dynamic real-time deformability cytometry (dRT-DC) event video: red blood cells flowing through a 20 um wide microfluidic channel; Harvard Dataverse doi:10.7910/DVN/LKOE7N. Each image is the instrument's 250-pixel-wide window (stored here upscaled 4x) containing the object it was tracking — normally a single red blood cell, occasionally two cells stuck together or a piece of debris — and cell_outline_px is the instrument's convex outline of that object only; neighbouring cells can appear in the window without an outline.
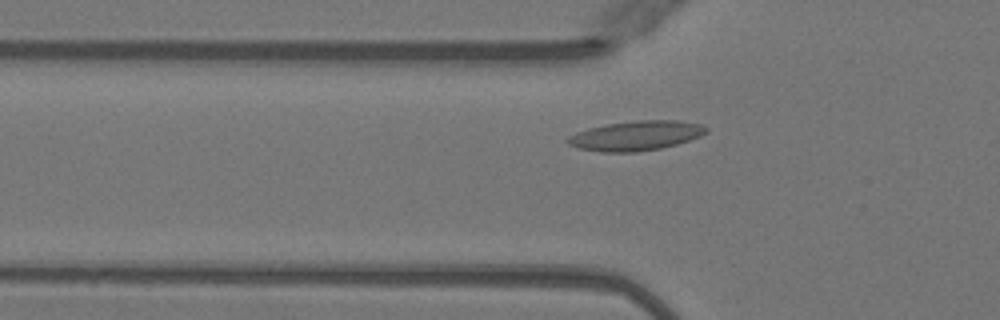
{"species": "Egyptian fruit bat (a non-hibernating species)", "species_latin": "Rousettus aegyptiacus", "temperature_condition": "warm", "stored_images_in_passage": 44, "camera_frame_rate_fps": 3000, "um_per_image_px": 0.085, "animal": {"sex": "female"}, "frame": {"image": 1, "passage_image": 13, "time_ms": 4.0, "image_size_px": [1000, 320], "cell_outline_px": [[708, 132], [700, 136], [676, 144], [660, 148], [636, 152], [600, 152], [580, 148], [568, 144], [564, 140], [568, 136], [576, 132], [588, 128], [608, 124], [636, 120], [676, 120], [700, 124], [708, 128]], "centroid_in_image_um": [54.03, 11.53], "position_along_channel_um": 71.8, "area_um2": 23.87}}
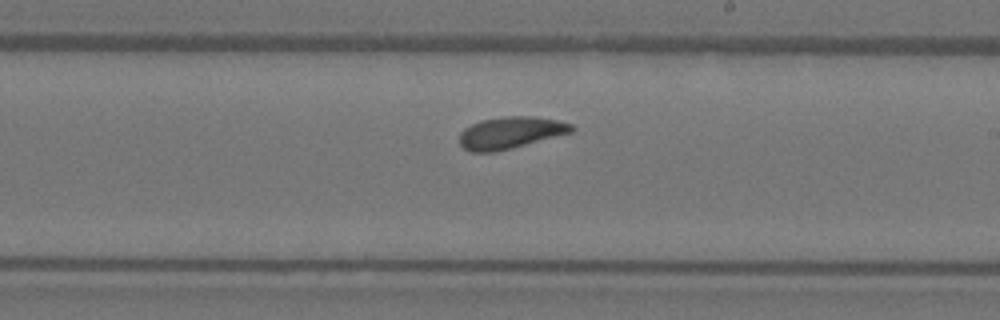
{"frame": {"image": 2, "passage_image": 26, "time_ms": 8.333, "image_size_px": [1000, 320], "cell_outline_px": [[576, 128], [572, 132], [512, 148], [496, 152], [472, 152], [464, 148], [460, 144], [460, 132], [464, 128], [480, 120], [504, 116], [532, 116], [556, 120], [572, 124]], "centroid_in_image_um": [43.38, 11.28], "position_along_channel_um": 245.6, "area_um2": 20.81}}
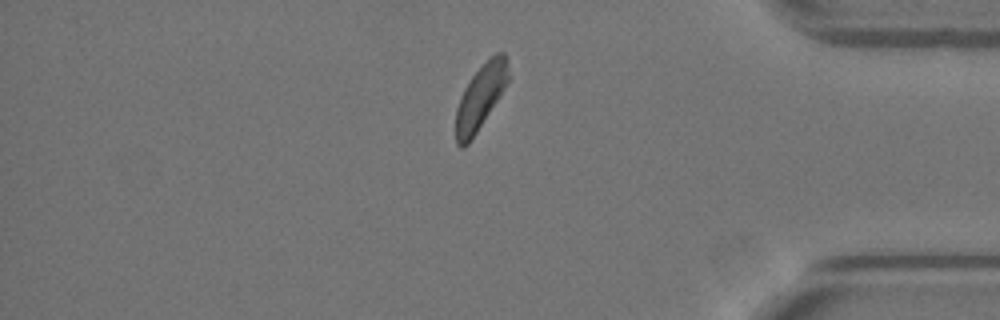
{"frame": {"image": 3, "passage_image": 39, "time_ms": 12.667, "image_size_px": [1000, 320], "cell_outline_px": [[508, 80], [504, 88], [472, 140], [464, 148], [460, 148], [456, 144], [456, 108], [464, 88], [472, 76], [496, 52], [504, 52], [508, 56]], "centroid_in_image_um": [40.83, 8.27], "position_along_channel_um": 394.4, "area_um2": 19.54}}